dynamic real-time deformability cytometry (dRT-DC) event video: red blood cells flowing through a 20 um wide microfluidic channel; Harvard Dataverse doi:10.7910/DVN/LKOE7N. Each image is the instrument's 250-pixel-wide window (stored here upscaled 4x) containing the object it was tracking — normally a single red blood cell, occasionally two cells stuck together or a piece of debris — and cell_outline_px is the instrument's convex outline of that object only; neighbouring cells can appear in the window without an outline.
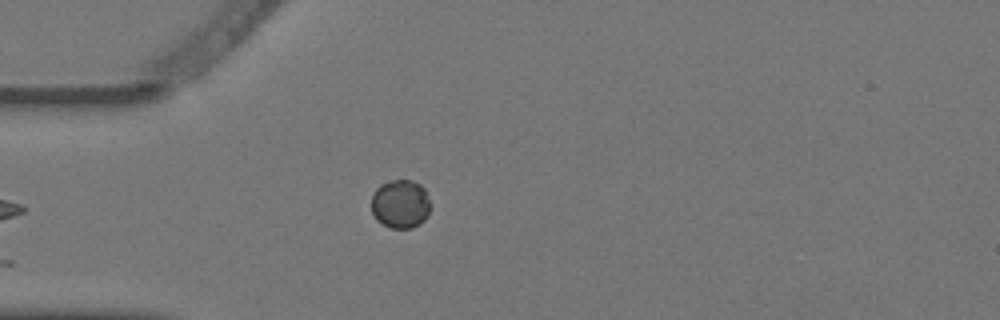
{"species": "Egyptian fruit bat (a non-hibernating species)", "species_latin": "Rousettus aegyptiacus", "temperature_condition": "warm", "stored_images_in_passage": 5, "camera_frame_rate_fps": 3000, "um_per_image_px": 0.085, "animal": {"sex": "female"}, "frame": {"image": 1, "passage_image": 5, "time_ms": 1.333, "image_size_px": [1000, 320], "cell_outline_px": [[428, 216], [420, 224], [412, 228], [392, 228], [376, 220], [372, 212], [372, 196], [376, 188], [380, 184], [392, 180], [412, 180], [420, 184], [424, 188], [428, 200]], "centroid_in_image_um": [34.02, 17.33], "position_along_channel_um": 51.0, "area_um2": 16.65}}